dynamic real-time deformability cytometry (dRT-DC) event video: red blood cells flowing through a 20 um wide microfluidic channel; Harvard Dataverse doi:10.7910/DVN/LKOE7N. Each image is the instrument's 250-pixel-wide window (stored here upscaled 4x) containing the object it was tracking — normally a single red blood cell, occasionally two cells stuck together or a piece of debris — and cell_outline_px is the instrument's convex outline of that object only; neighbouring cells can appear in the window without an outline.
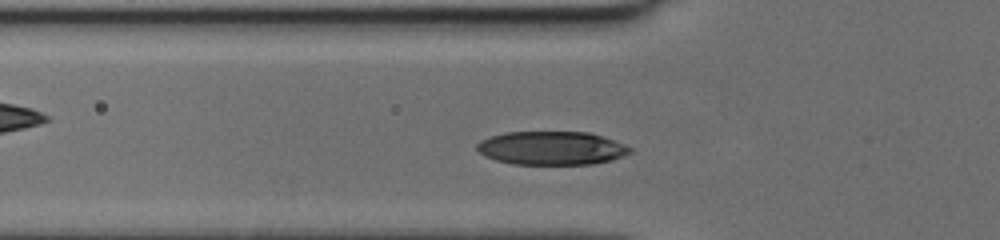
{"species": "human", "species_latin": "Homo sapiens", "temperature_condition": "cold", "stored_images_in_passage": 29, "camera_frame_rate_fps": 3000, "um_per_image_px": 0.085, "donor": {"sex": "female"}, "frame": {"image": 1, "passage_image": 6, "time_ms": 1.667, "image_size_px": [1000, 240], "cell_outline_px": [[632, 152], [624, 156], [612, 160], [592, 164], [512, 164], [496, 160], [484, 156], [476, 148], [476, 144], [480, 140], [492, 136], [508, 132], [588, 132], [604, 136], [624, 144], [632, 148]], "centroid_in_image_um": [46.91, 12.59], "position_along_channel_um": 78.9, "area_um2": 30.0}}
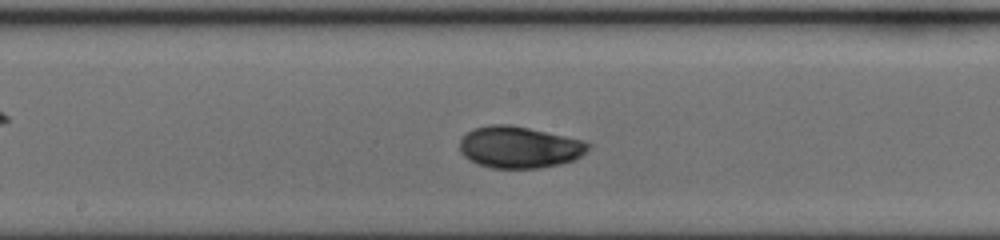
{"frame": {"image": 2, "passage_image": 15, "time_ms": 4.667, "image_size_px": [1000, 240], "cell_outline_px": [[592, 144], [580, 156], [572, 160], [560, 164], [540, 168], [492, 168], [476, 164], [464, 156], [460, 152], [460, 140], [472, 128], [488, 124], [512, 124], [584, 140]], "centroid_in_image_um": [44.12, 12.5], "position_along_channel_um": 204.1, "area_um2": 31.39}}
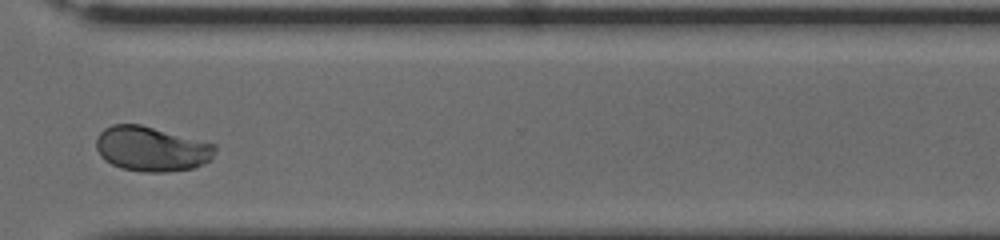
{"frame": {"image": 3, "passage_image": 26, "time_ms": 8.333, "image_size_px": [1000, 240], "cell_outline_px": [[216, 148], [212, 160], [196, 168], [168, 172], [144, 172], [120, 168], [104, 160], [100, 156], [96, 148], [96, 136], [104, 128], [112, 124], [140, 124], [216, 144]], "centroid_in_image_um": [12.88, 12.66], "position_along_channel_um": 357.7, "area_um2": 31.44}}